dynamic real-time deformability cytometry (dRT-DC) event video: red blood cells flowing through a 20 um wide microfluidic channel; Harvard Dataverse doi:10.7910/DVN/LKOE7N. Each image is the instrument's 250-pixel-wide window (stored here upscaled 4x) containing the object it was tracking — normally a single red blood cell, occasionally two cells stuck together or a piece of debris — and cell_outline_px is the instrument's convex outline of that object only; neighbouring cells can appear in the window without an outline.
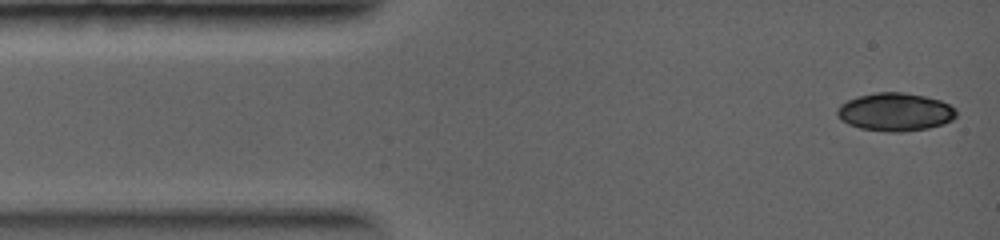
{"species": "common noctule bat (a hibernating species)", "species_latin": "Nyctalus noctula", "temperature_condition": "warm", "stored_images_in_passage": 4, "camera_frame_rate_fps": 5000, "um_per_image_px": 0.085, "animal": {"sex": "female", "body_mass_g": 19.0, "forearm_length_mm": 56.7}, "frame": {"image": 1, "passage_image": 1, "time_ms": 0.0, "image_size_px": [1000, 240], "cell_outline_px": [[956, 116], [952, 120], [944, 124], [928, 128], [900, 132], [888, 132], [860, 128], [848, 124], [840, 120], [836, 116], [836, 108], [840, 104], [848, 100], [860, 96], [876, 92], [900, 92], [924, 96], [940, 100], [956, 108]], "centroid_in_image_um": [76.07, 9.52], "position_along_channel_um": 8.9, "area_um2": 26.53}}